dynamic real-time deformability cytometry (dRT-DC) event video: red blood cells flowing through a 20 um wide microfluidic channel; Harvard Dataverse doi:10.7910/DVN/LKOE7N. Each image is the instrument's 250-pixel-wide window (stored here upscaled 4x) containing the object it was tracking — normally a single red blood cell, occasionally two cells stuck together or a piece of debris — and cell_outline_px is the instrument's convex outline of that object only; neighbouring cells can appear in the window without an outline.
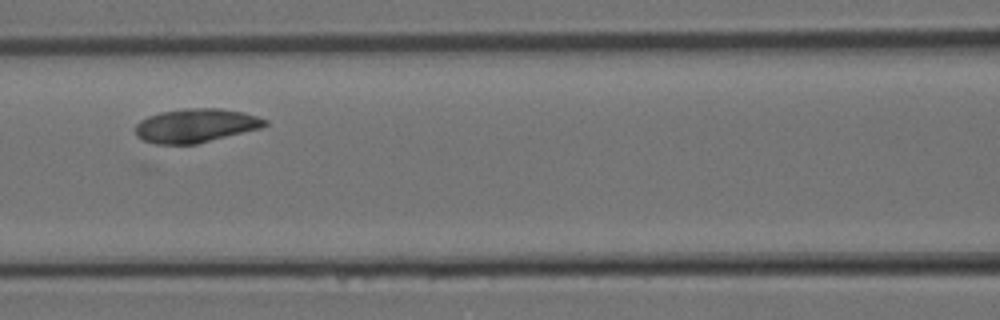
{"species": "Egyptian fruit bat (a non-hibernating species)", "species_latin": "Rousettus aegyptiacus", "temperature_condition": "room temperature", "stored_images_in_passage": 9, "camera_frame_rate_fps": 3000, "um_per_image_px": 0.085, "animal": {"sex": "female"}, "frame": {"image": 1, "passage_image": 6, "time_ms": 1.667, "image_size_px": [1000, 320], "cell_outline_px": [[268, 124], [260, 128], [196, 144], [156, 144], [144, 140], [136, 136], [136, 124], [140, 120], [148, 116], [160, 112], [188, 108], [220, 108], [244, 112], [268, 120]], "centroid_in_image_um": [16.63, 10.67], "position_along_channel_um": 150.0, "area_um2": 25.43}}
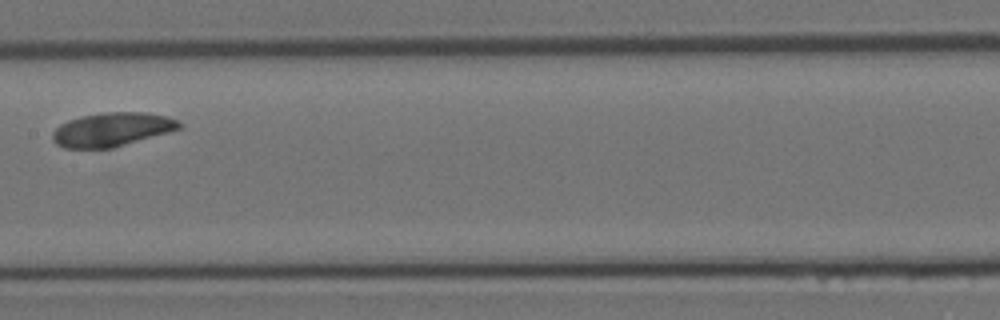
{"frame": {"image": 2, "passage_image": 8, "time_ms": 2.333, "image_size_px": [1000, 320], "cell_outline_px": [[184, 124], [180, 128], [168, 132], [112, 148], [64, 148], [56, 144], [52, 140], [52, 132], [60, 124], [68, 120], [80, 116], [100, 112], [148, 112], [180, 120]], "centroid_in_image_um": [9.5, 10.99], "position_along_channel_um": 197.9, "area_um2": 25.09}}